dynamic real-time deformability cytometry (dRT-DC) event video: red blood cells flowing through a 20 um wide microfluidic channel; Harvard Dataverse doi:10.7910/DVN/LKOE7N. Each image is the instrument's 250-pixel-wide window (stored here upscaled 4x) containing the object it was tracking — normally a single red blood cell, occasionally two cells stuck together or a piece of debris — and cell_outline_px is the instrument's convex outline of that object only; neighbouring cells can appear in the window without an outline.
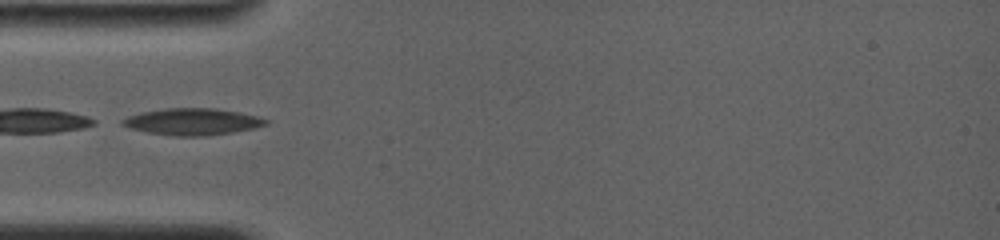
{"species": "common noctule bat (a hibernating species)", "species_latin": "Nyctalus noctula", "temperature_condition": "room temperature", "stored_images_in_passage": 3, "camera_frame_rate_fps": 4000, "um_per_image_px": 0.085, "animal": {"sex": "female", "body_mass_g": 19.0, "forearm_length_mm": 56.7}, "frame": {"image": 1, "passage_image": 1, "time_ms": 0.0, "image_size_px": [1000, 240], "cell_outline_px": [[268, 124], [252, 128], [232, 132], [208, 136], [176, 136], [148, 132], [132, 128], [120, 124], [120, 120], [128, 116], [140, 112], [164, 108], [216, 108], [240, 112], [256, 116], [268, 120]], "centroid_in_image_um": [16.34, 10.33], "position_along_channel_um": 68.7, "area_um2": 22.25}}
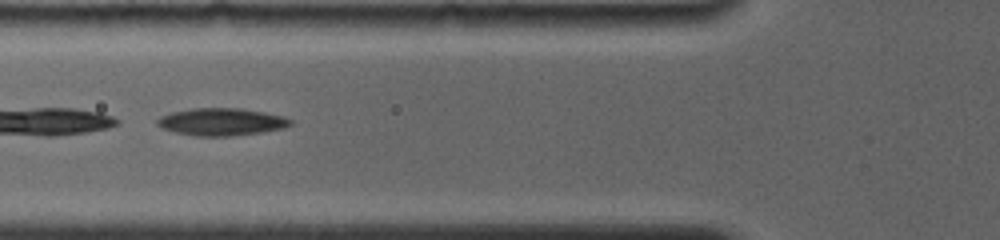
{"frame": {"image": 2, "passage_image": 2, "time_ms": 1.0, "image_size_px": [1000, 240], "cell_outline_px": [[292, 124], [284, 128], [260, 132], [232, 136], [196, 136], [176, 132], [160, 128], [156, 124], [156, 120], [160, 116], [172, 112], [192, 108], [240, 108], [264, 112], [284, 116], [292, 120]], "centroid_in_image_um": [18.81, 10.35], "position_along_channel_um": 107.0, "area_um2": 21.33}}